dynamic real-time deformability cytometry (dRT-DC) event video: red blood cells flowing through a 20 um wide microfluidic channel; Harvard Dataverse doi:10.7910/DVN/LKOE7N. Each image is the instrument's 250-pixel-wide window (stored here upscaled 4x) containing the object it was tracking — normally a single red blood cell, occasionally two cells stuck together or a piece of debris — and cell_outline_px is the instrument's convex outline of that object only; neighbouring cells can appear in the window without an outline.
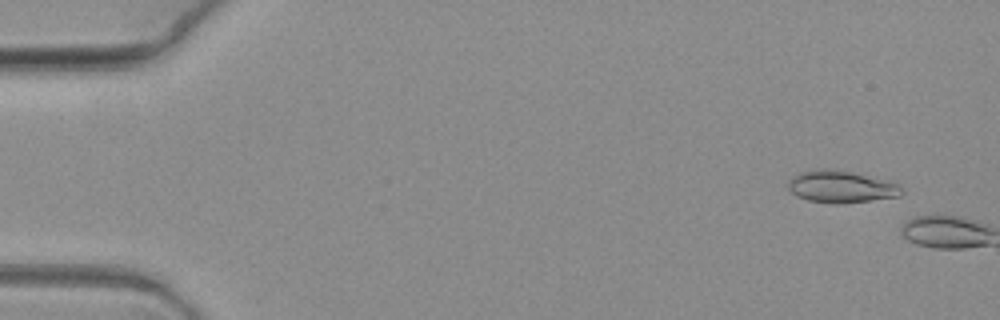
{"species": "common noctule bat (a hibernating species)", "species_latin": "Nyctalus noctula", "temperature_condition": "warm", "stored_images_in_passage": 3, "camera_frame_rate_fps": 3000, "um_per_image_px": 0.085, "animal": {"sex": "female", "body_mass_g": 19.3, "forearm_length_mm": 54.1}, "frame": {"image": 1, "passage_image": 2, "time_ms": 0.333, "image_size_px": [1000, 320], "cell_outline_px": [[904, 192], [900, 196], [872, 200], [840, 204], [836, 204], [808, 200], [796, 196], [788, 188], [788, 180], [800, 172], [848, 172], [896, 184]], "centroid_in_image_um": [71.47, 15.95], "position_along_channel_um": 13.5, "area_um2": 19.88}}